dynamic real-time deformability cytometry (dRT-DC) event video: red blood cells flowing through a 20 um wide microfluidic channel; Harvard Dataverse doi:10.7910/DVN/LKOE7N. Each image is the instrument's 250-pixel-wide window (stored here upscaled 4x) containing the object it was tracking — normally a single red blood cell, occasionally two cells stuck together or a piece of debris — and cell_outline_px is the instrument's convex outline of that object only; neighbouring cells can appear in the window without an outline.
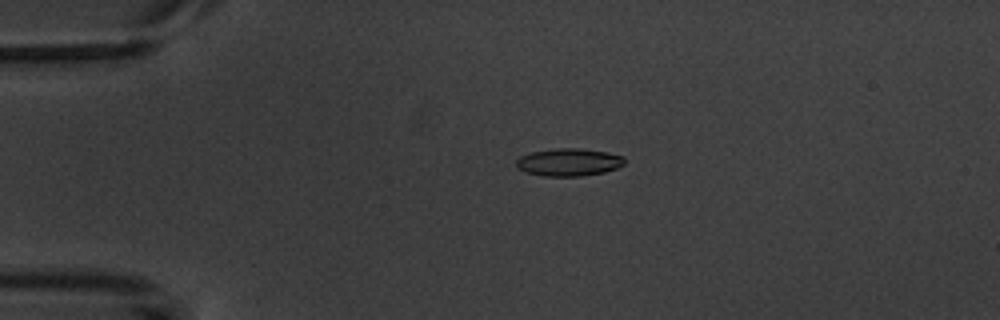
{"species": "common noctule bat (a hibernating species)", "species_latin": "Nyctalus noctula", "temperature_condition": "warm", "stored_images_in_passage": 2, "camera_frame_rate_fps": 3000, "um_per_image_px": 0.085, "animal": {"sex": "male", "body_mass_g": 20.1, "forearm_length_mm": 53.5}, "frame": {"image": 1, "passage_image": 1, "time_ms": 0.0, "image_size_px": [1000, 320], "cell_outline_px": [[624, 164], [616, 168], [604, 172], [580, 176], [544, 176], [524, 172], [516, 168], [516, 160], [520, 156], [532, 152], [556, 148], [580, 148], [608, 152], [624, 156]], "centroid_in_image_um": [48.32, 13.78], "position_along_channel_um": 36.7, "area_um2": 17.51}}